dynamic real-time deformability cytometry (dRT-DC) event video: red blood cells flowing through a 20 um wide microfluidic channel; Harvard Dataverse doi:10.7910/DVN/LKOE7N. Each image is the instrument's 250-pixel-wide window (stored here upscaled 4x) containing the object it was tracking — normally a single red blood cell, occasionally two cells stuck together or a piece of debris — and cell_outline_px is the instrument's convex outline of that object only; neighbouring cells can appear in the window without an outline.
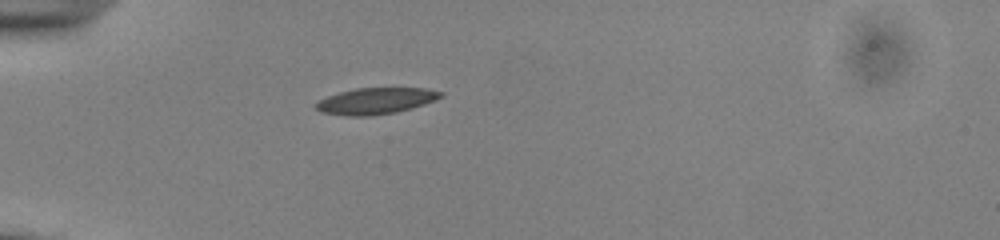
{"species": "common noctule bat (a hibernating species)", "species_latin": "Nyctalus noctula", "temperature_condition": "cold", "stored_images_in_passage": 38, "camera_frame_rate_fps": 3000, "um_per_image_px": 0.085, "animal": {"sex": "male", "body_mass_g": 13.0, "forearm_length_mm": 53.1}, "frame": {"image": 1, "passage_image": 1, "time_ms": 0.0, "image_size_px": [1000, 240], "cell_outline_px": [[444, 96], [424, 104], [412, 108], [396, 112], [372, 116], [344, 116], [320, 112], [316, 108], [316, 104], [320, 100], [328, 96], [340, 92], [356, 88], [424, 88], [444, 92]], "centroid_in_image_um": [31.95, 8.58], "position_along_channel_um": 53.0, "area_um2": 19.13}}
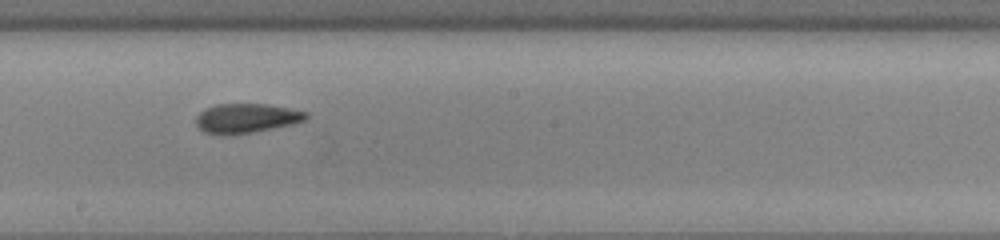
{"frame": {"image": 2, "passage_image": 16, "time_ms": 5.0, "image_size_px": [1000, 240], "cell_outline_px": [[308, 116], [304, 120], [292, 124], [232, 136], [220, 136], [204, 132], [196, 124], [196, 116], [204, 108], [216, 104], [268, 104], [308, 112]], "centroid_in_image_um": [20.89, 10.06], "position_along_channel_um": 227.3, "area_um2": 19.07}}
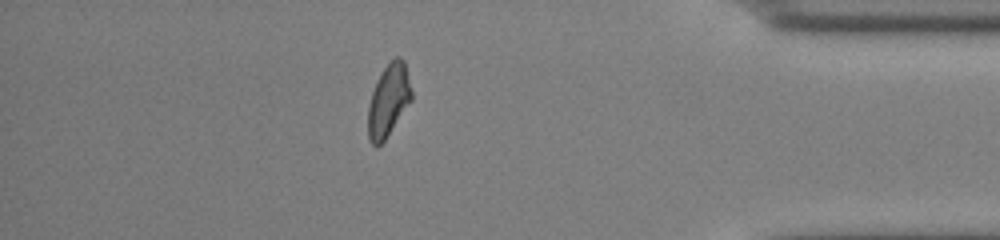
{"frame": {"image": 3, "passage_image": 32, "time_ms": 10.333, "image_size_px": [1000, 240], "cell_outline_px": [[412, 100], [384, 140], [376, 148], [368, 140], [368, 104], [376, 80], [384, 68], [396, 56], [400, 56], [404, 60], [412, 92]], "centroid_in_image_um": [33.01, 8.53], "position_along_channel_um": 402.2, "area_um2": 18.26}, "authors_computed_cell_mechanics": {"area_um2": 18.6694, "velocity_mm_per_s": 3.8544, "shape_relaxation_time_tau1_ms": 9.0062, "shape_relaxation_time_tau2_ms": 2.734, "deformation_change_tau1": 0.1668, "deformation_change_tau2": 0.0884}}